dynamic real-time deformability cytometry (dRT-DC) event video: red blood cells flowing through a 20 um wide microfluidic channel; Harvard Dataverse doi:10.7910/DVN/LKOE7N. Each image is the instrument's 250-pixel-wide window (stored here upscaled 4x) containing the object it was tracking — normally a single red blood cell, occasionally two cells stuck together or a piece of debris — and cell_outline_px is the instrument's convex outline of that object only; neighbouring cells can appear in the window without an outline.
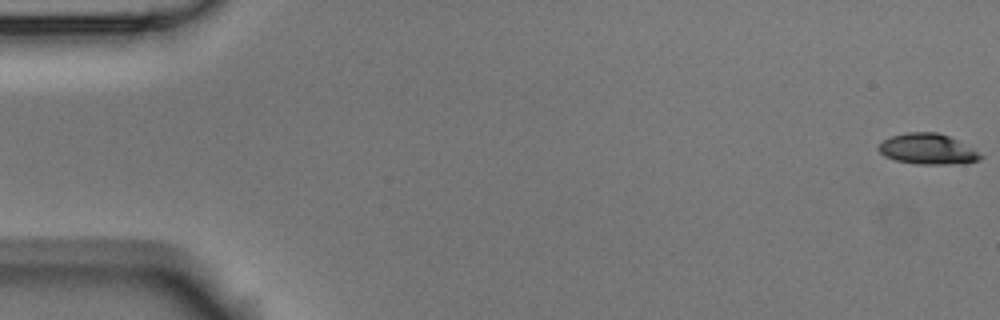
{"species": "Egyptian fruit bat (a non-hibernating species)", "species_latin": "Rousettus aegyptiacus", "temperature_condition": "room temperature", "stored_images_in_passage": 4, "camera_frame_rate_fps": 3000, "um_per_image_px": 0.085, "animal": {"sex": "male"}, "frame": {"image": 1, "passage_image": 1, "time_ms": 0.0, "image_size_px": [1000, 320], "cell_outline_px": [[984, 156], [980, 160], [960, 164], [916, 164], [896, 160], [884, 156], [876, 148], [884, 140], [892, 136], [904, 132], [936, 132], [948, 136], [972, 148]], "centroid_in_image_um": [78.84, 12.68], "position_along_channel_um": 6.2, "area_um2": 18.15}}